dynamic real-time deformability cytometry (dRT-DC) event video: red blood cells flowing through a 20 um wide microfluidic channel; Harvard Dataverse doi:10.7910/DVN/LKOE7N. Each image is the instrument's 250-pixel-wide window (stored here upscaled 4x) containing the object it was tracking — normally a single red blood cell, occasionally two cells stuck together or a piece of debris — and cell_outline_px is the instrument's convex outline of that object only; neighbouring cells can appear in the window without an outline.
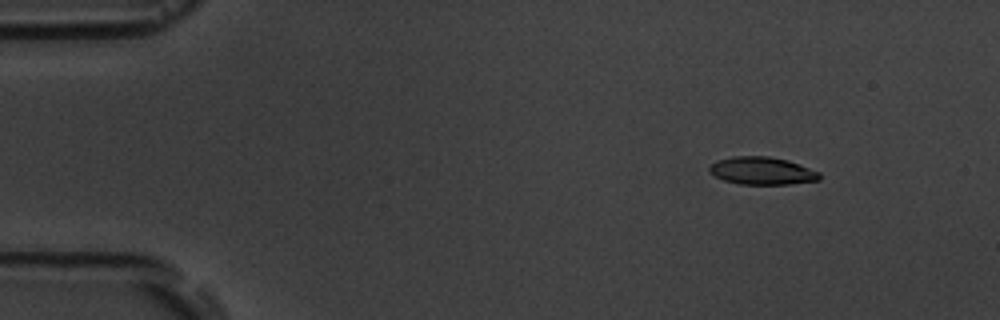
{"species": "common noctule bat (a hibernating species)", "species_latin": "Nyctalus noctula", "temperature_condition": "room temperature", "stored_images_in_passage": 4, "camera_frame_rate_fps": 3000, "um_per_image_px": 0.085, "animal": {"sex": "male", "body_mass_g": 19.5, "forearm_length_mm": 54.6}, "frame": {"image": 1, "passage_image": 2, "time_ms": 1.333, "image_size_px": [1000, 320], "cell_outline_px": [[820, 180], [792, 184], [740, 184], [724, 180], [708, 172], [708, 168], [716, 160], [732, 156], [768, 156], [788, 160], [820, 172]], "centroid_in_image_um": [64.77, 14.51], "position_along_channel_um": 20.2, "area_um2": 17.8}}
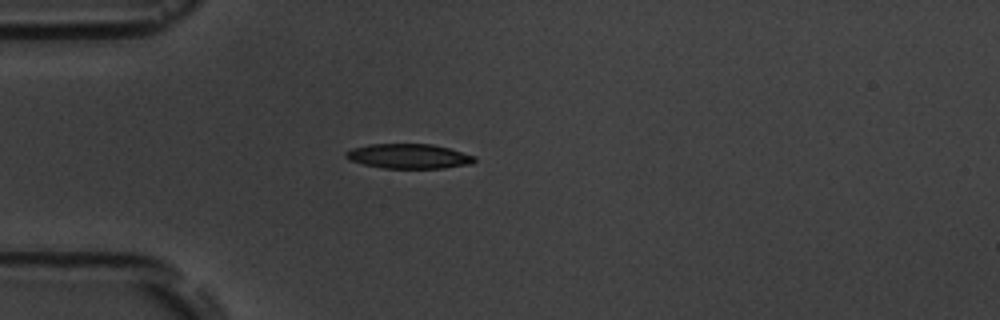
{"frame": {"image": 2, "passage_image": 4, "time_ms": 4.333, "image_size_px": [1000, 320], "cell_outline_px": [[476, 160], [472, 164], [444, 168], [384, 168], [364, 164], [348, 160], [344, 156], [344, 152], [352, 148], [368, 144], [432, 144], [448, 148], [476, 156]], "centroid_in_image_um": [34.73, 13.28], "position_along_channel_um": 50.3, "area_um2": 18.61}}